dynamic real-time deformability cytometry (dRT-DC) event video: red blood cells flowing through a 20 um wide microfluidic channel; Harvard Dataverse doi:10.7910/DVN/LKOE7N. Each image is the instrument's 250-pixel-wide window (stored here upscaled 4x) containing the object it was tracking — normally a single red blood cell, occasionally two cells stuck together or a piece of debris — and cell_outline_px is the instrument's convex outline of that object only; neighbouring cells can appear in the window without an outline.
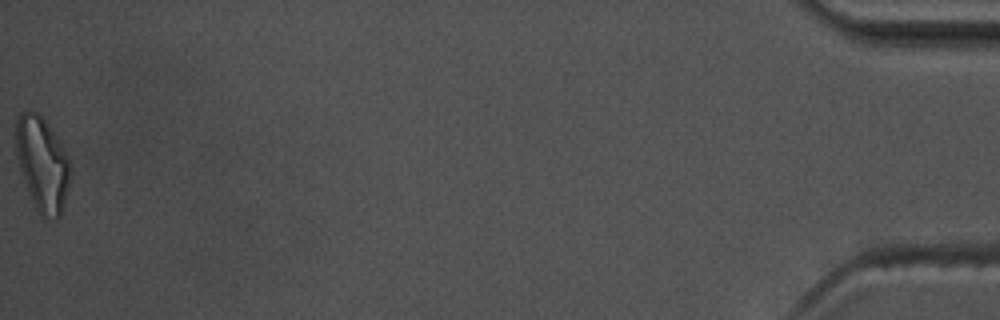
{"species": "common noctule bat (a hibernating species)", "species_latin": "Nyctalus noctula", "temperature_condition": "warm", "stored_images_in_passage": 41, "camera_frame_rate_fps": 3000, "um_per_image_px": 0.085, "animal": {"sex": "male", "body_mass_g": 17.5, "forearm_length_mm": 52.3}, "frame": {"image": 1, "passage_image": 41, "time_ms": 13.333, "image_size_px": [1000, 320], "cell_outline_px": [[68, 188], [64, 204], [60, 216], [56, 220], [40, 212], [36, 208], [28, 192], [16, 156], [16, 120], [20, 112], [36, 112], [44, 120], [56, 136], [68, 156]], "centroid_in_image_um": [3.57, 13.92], "position_along_channel_um": 431.6, "area_um2": 28.96}, "authors_computed_cell_mechanics": {"area_um2": 20.5768, "velocity_mm_per_s": 3.6393, "shape_relaxation_time_tau1_ms": 6.3798, "shape_relaxation_time_tau2_ms": 4.7802, "deformation_change_tau1": 0.2125, "deformation_change_tau2": 0.1537}}